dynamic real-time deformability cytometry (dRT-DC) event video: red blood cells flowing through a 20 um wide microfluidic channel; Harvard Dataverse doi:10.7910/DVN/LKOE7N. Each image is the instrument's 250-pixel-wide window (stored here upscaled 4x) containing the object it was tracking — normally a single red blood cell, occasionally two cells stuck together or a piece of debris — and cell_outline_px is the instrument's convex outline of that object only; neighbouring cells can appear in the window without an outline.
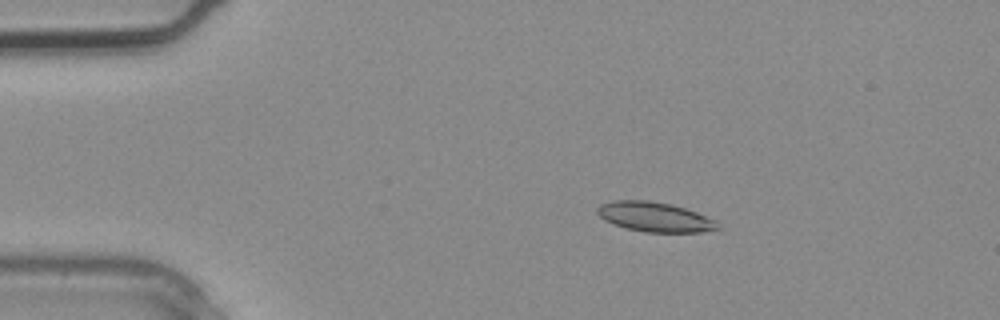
{"species": "common noctule bat (a hibernating species)", "species_latin": "Nyctalus noctula", "temperature_condition": "warm", "stored_images_in_passage": 2, "camera_frame_rate_fps": 3000, "um_per_image_px": 0.085, "animal": {"sex": "male", "body_mass_g": 20.4}, "frame": {"image": 1, "passage_image": 2, "time_ms": 0.333, "image_size_px": [1000, 320], "cell_outline_px": [[724, 228], [700, 232], [644, 232], [628, 228], [604, 220], [596, 212], [596, 208], [600, 204], [612, 200], [648, 200], [672, 204], [696, 212], [716, 220]], "centroid_in_image_um": [55.68, 18.43], "position_along_channel_um": 29.3, "area_um2": 20.92}}